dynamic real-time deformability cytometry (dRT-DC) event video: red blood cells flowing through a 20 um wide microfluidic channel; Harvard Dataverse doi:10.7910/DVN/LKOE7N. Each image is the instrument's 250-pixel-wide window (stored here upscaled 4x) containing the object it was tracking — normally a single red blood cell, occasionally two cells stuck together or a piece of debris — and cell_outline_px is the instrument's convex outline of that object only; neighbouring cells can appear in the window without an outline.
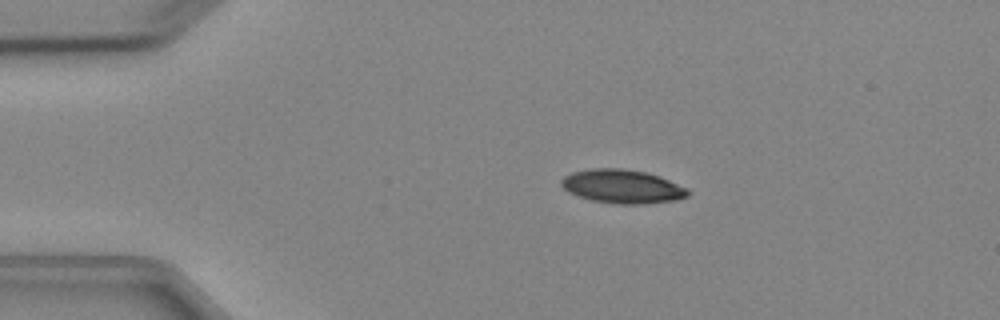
{"species": "Egyptian fruit bat (a non-hibernating species)", "species_latin": "Rousettus aegyptiacus", "temperature_condition": "cold", "stored_images_in_passage": 5, "camera_frame_rate_fps": 3000, "um_per_image_px": 0.085, "animal": {"sex": "female"}, "frame": {"image": 1, "passage_image": 2, "time_ms": 1.333, "image_size_px": [1000, 320], "cell_outline_px": [[692, 192], [688, 196], [676, 200], [644, 204], [616, 204], [592, 200], [568, 192], [560, 184], [560, 180], [564, 176], [572, 172], [592, 168], [624, 168], [644, 172], [660, 176], [688, 188]], "centroid_in_image_um": [52.92, 15.84], "position_along_channel_um": 32.1, "area_um2": 25.03}}
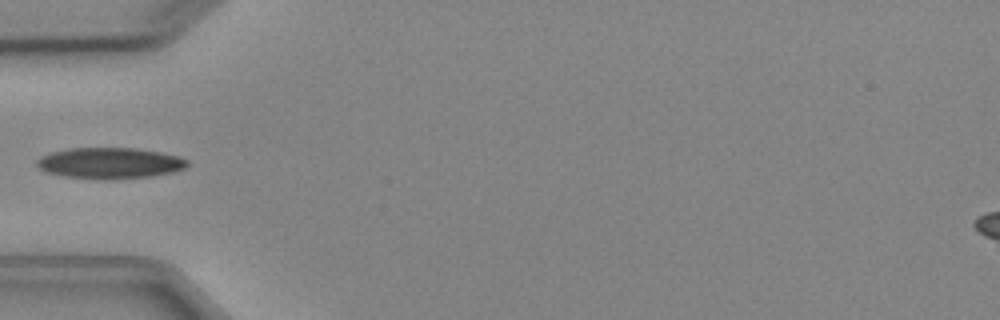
{"frame": {"image": 2, "passage_image": 4, "time_ms": 3.667, "image_size_px": [1000, 320], "cell_outline_px": [[188, 164], [184, 168], [172, 172], [152, 176], [112, 180], [108, 180], [64, 176], [44, 172], [36, 164], [36, 160], [40, 156], [52, 152], [68, 148], [136, 148], [160, 152], [180, 156], [188, 160]], "centroid_in_image_um": [9.33, 13.86], "position_along_channel_um": 75.7, "area_um2": 27.4}}
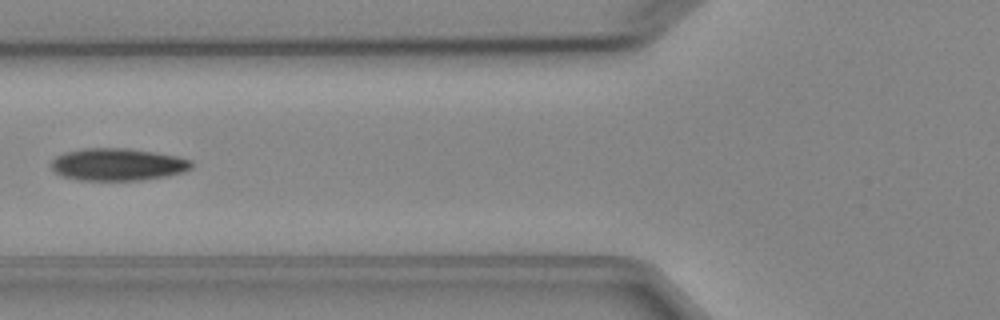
{"frame": {"image": 3, "passage_image": 5, "time_ms": 4.667, "image_size_px": [1000, 320], "cell_outline_px": [[192, 168], [184, 172], [168, 176], [140, 180], [80, 180], [64, 176], [56, 172], [52, 168], [52, 160], [56, 156], [64, 152], [80, 148], [128, 148], [156, 152], [180, 156], [192, 160]], "centroid_in_image_um": [10.05, 13.96], "position_along_channel_um": 115.7, "area_um2": 26.65}}